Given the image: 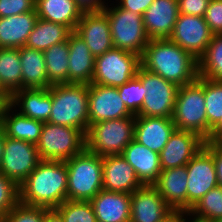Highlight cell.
Listing matches in <instances>:
<instances>
[{"label":"cell","instance_id":"83f0119b","mask_svg":"<svg viewBox=\"0 0 222 222\" xmlns=\"http://www.w3.org/2000/svg\"><path fill=\"white\" fill-rule=\"evenodd\" d=\"M35 10L38 18L59 23L74 31L82 17V10L75 0H36Z\"/></svg>","mask_w":222,"mask_h":222},{"label":"cell","instance_id":"7c38bea8","mask_svg":"<svg viewBox=\"0 0 222 222\" xmlns=\"http://www.w3.org/2000/svg\"><path fill=\"white\" fill-rule=\"evenodd\" d=\"M187 212L211 189L218 186L212 154L203 147L186 165Z\"/></svg>","mask_w":222,"mask_h":222},{"label":"cell","instance_id":"ba28073f","mask_svg":"<svg viewBox=\"0 0 222 222\" xmlns=\"http://www.w3.org/2000/svg\"><path fill=\"white\" fill-rule=\"evenodd\" d=\"M85 139L80 129L46 122L36 147L41 160L65 162L86 148Z\"/></svg>","mask_w":222,"mask_h":222},{"label":"cell","instance_id":"7bdbcfd3","mask_svg":"<svg viewBox=\"0 0 222 222\" xmlns=\"http://www.w3.org/2000/svg\"><path fill=\"white\" fill-rule=\"evenodd\" d=\"M204 147L212 154L218 186L222 187V145L216 140L205 141Z\"/></svg>","mask_w":222,"mask_h":222},{"label":"cell","instance_id":"52a82bcc","mask_svg":"<svg viewBox=\"0 0 222 222\" xmlns=\"http://www.w3.org/2000/svg\"><path fill=\"white\" fill-rule=\"evenodd\" d=\"M108 6L107 4L103 11L110 23L113 46L142 56L150 40L142 15L120 8L118 5Z\"/></svg>","mask_w":222,"mask_h":222},{"label":"cell","instance_id":"9c48e42d","mask_svg":"<svg viewBox=\"0 0 222 222\" xmlns=\"http://www.w3.org/2000/svg\"><path fill=\"white\" fill-rule=\"evenodd\" d=\"M141 56L113 47L95 57L93 84L119 87L136 77Z\"/></svg>","mask_w":222,"mask_h":222},{"label":"cell","instance_id":"816d5d0a","mask_svg":"<svg viewBox=\"0 0 222 222\" xmlns=\"http://www.w3.org/2000/svg\"><path fill=\"white\" fill-rule=\"evenodd\" d=\"M215 222H222V218L216 220Z\"/></svg>","mask_w":222,"mask_h":222},{"label":"cell","instance_id":"f35d334b","mask_svg":"<svg viewBox=\"0 0 222 222\" xmlns=\"http://www.w3.org/2000/svg\"><path fill=\"white\" fill-rule=\"evenodd\" d=\"M19 202V186L0 172V217L6 214Z\"/></svg>","mask_w":222,"mask_h":222},{"label":"cell","instance_id":"4dcf8cb0","mask_svg":"<svg viewBox=\"0 0 222 222\" xmlns=\"http://www.w3.org/2000/svg\"><path fill=\"white\" fill-rule=\"evenodd\" d=\"M0 85L10 97L22 89L19 48H0Z\"/></svg>","mask_w":222,"mask_h":222},{"label":"cell","instance_id":"d6986e66","mask_svg":"<svg viewBox=\"0 0 222 222\" xmlns=\"http://www.w3.org/2000/svg\"><path fill=\"white\" fill-rule=\"evenodd\" d=\"M178 16L177 0H154L142 16L148 38H169Z\"/></svg>","mask_w":222,"mask_h":222},{"label":"cell","instance_id":"5bb4252c","mask_svg":"<svg viewBox=\"0 0 222 222\" xmlns=\"http://www.w3.org/2000/svg\"><path fill=\"white\" fill-rule=\"evenodd\" d=\"M89 126L105 120L136 116L125 106L117 87L88 85Z\"/></svg>","mask_w":222,"mask_h":222},{"label":"cell","instance_id":"603a6c76","mask_svg":"<svg viewBox=\"0 0 222 222\" xmlns=\"http://www.w3.org/2000/svg\"><path fill=\"white\" fill-rule=\"evenodd\" d=\"M68 45V83L89 85L94 73L95 57L74 31L68 36Z\"/></svg>","mask_w":222,"mask_h":222},{"label":"cell","instance_id":"3957f363","mask_svg":"<svg viewBox=\"0 0 222 222\" xmlns=\"http://www.w3.org/2000/svg\"><path fill=\"white\" fill-rule=\"evenodd\" d=\"M48 122L80 129H89L88 84L52 85V108Z\"/></svg>","mask_w":222,"mask_h":222},{"label":"cell","instance_id":"5b68a950","mask_svg":"<svg viewBox=\"0 0 222 222\" xmlns=\"http://www.w3.org/2000/svg\"><path fill=\"white\" fill-rule=\"evenodd\" d=\"M172 119L176 129L194 132L208 141L204 77L179 86Z\"/></svg>","mask_w":222,"mask_h":222},{"label":"cell","instance_id":"44dd1931","mask_svg":"<svg viewBox=\"0 0 222 222\" xmlns=\"http://www.w3.org/2000/svg\"><path fill=\"white\" fill-rule=\"evenodd\" d=\"M188 173L185 166L161 170L153 186L173 211H187Z\"/></svg>","mask_w":222,"mask_h":222},{"label":"cell","instance_id":"8d00e7d4","mask_svg":"<svg viewBox=\"0 0 222 222\" xmlns=\"http://www.w3.org/2000/svg\"><path fill=\"white\" fill-rule=\"evenodd\" d=\"M125 106L128 110L137 115L142 107L145 93L144 86L141 81L134 77L122 86L117 87Z\"/></svg>","mask_w":222,"mask_h":222},{"label":"cell","instance_id":"8992f818","mask_svg":"<svg viewBox=\"0 0 222 222\" xmlns=\"http://www.w3.org/2000/svg\"><path fill=\"white\" fill-rule=\"evenodd\" d=\"M135 116L91 124L85 135L86 149L100 155H122L134 139Z\"/></svg>","mask_w":222,"mask_h":222},{"label":"cell","instance_id":"8fae6325","mask_svg":"<svg viewBox=\"0 0 222 222\" xmlns=\"http://www.w3.org/2000/svg\"><path fill=\"white\" fill-rule=\"evenodd\" d=\"M35 144L5 137L3 159L0 172L18 186L35 170L41 162Z\"/></svg>","mask_w":222,"mask_h":222},{"label":"cell","instance_id":"ab89813d","mask_svg":"<svg viewBox=\"0 0 222 222\" xmlns=\"http://www.w3.org/2000/svg\"><path fill=\"white\" fill-rule=\"evenodd\" d=\"M36 0H0V18L35 10Z\"/></svg>","mask_w":222,"mask_h":222},{"label":"cell","instance_id":"f546056e","mask_svg":"<svg viewBox=\"0 0 222 222\" xmlns=\"http://www.w3.org/2000/svg\"><path fill=\"white\" fill-rule=\"evenodd\" d=\"M72 31L65 25L38 18L29 34L26 47L45 51L54 44L65 42Z\"/></svg>","mask_w":222,"mask_h":222},{"label":"cell","instance_id":"bcb514c9","mask_svg":"<svg viewBox=\"0 0 222 222\" xmlns=\"http://www.w3.org/2000/svg\"><path fill=\"white\" fill-rule=\"evenodd\" d=\"M187 211H174L168 218H166L163 222H189L190 217L187 218ZM188 219V220H187Z\"/></svg>","mask_w":222,"mask_h":222},{"label":"cell","instance_id":"74e56055","mask_svg":"<svg viewBox=\"0 0 222 222\" xmlns=\"http://www.w3.org/2000/svg\"><path fill=\"white\" fill-rule=\"evenodd\" d=\"M49 209L18 202L4 217V222H44Z\"/></svg>","mask_w":222,"mask_h":222},{"label":"cell","instance_id":"484cf974","mask_svg":"<svg viewBox=\"0 0 222 222\" xmlns=\"http://www.w3.org/2000/svg\"><path fill=\"white\" fill-rule=\"evenodd\" d=\"M16 112L17 108H14L10 103L2 106L0 122L6 136L36 145L39 142L44 123Z\"/></svg>","mask_w":222,"mask_h":222},{"label":"cell","instance_id":"2e32d148","mask_svg":"<svg viewBox=\"0 0 222 222\" xmlns=\"http://www.w3.org/2000/svg\"><path fill=\"white\" fill-rule=\"evenodd\" d=\"M205 140L190 131L175 129L169 141L159 153L162 170L185 166L200 151Z\"/></svg>","mask_w":222,"mask_h":222},{"label":"cell","instance_id":"b9f144b4","mask_svg":"<svg viewBox=\"0 0 222 222\" xmlns=\"http://www.w3.org/2000/svg\"><path fill=\"white\" fill-rule=\"evenodd\" d=\"M179 13L204 17L210 0H177Z\"/></svg>","mask_w":222,"mask_h":222},{"label":"cell","instance_id":"f6af8a7d","mask_svg":"<svg viewBox=\"0 0 222 222\" xmlns=\"http://www.w3.org/2000/svg\"><path fill=\"white\" fill-rule=\"evenodd\" d=\"M77 6L82 12H100L105 8V1L103 0H75Z\"/></svg>","mask_w":222,"mask_h":222},{"label":"cell","instance_id":"f907efd6","mask_svg":"<svg viewBox=\"0 0 222 222\" xmlns=\"http://www.w3.org/2000/svg\"><path fill=\"white\" fill-rule=\"evenodd\" d=\"M214 140L222 145V129L215 135Z\"/></svg>","mask_w":222,"mask_h":222},{"label":"cell","instance_id":"d590c367","mask_svg":"<svg viewBox=\"0 0 222 222\" xmlns=\"http://www.w3.org/2000/svg\"><path fill=\"white\" fill-rule=\"evenodd\" d=\"M55 210L64 222H97L90 201L66 200Z\"/></svg>","mask_w":222,"mask_h":222},{"label":"cell","instance_id":"277c9868","mask_svg":"<svg viewBox=\"0 0 222 222\" xmlns=\"http://www.w3.org/2000/svg\"><path fill=\"white\" fill-rule=\"evenodd\" d=\"M102 158L86 148L65 161L68 174L67 200L91 201L103 189Z\"/></svg>","mask_w":222,"mask_h":222},{"label":"cell","instance_id":"4316f807","mask_svg":"<svg viewBox=\"0 0 222 222\" xmlns=\"http://www.w3.org/2000/svg\"><path fill=\"white\" fill-rule=\"evenodd\" d=\"M37 19L36 11L0 18V48L25 46Z\"/></svg>","mask_w":222,"mask_h":222},{"label":"cell","instance_id":"4fadbf2b","mask_svg":"<svg viewBox=\"0 0 222 222\" xmlns=\"http://www.w3.org/2000/svg\"><path fill=\"white\" fill-rule=\"evenodd\" d=\"M212 37L204 17L179 13L169 39L198 60L205 53Z\"/></svg>","mask_w":222,"mask_h":222},{"label":"cell","instance_id":"7dc6e473","mask_svg":"<svg viewBox=\"0 0 222 222\" xmlns=\"http://www.w3.org/2000/svg\"><path fill=\"white\" fill-rule=\"evenodd\" d=\"M44 222H64L63 218L55 209H50L45 213Z\"/></svg>","mask_w":222,"mask_h":222},{"label":"cell","instance_id":"30bf717a","mask_svg":"<svg viewBox=\"0 0 222 222\" xmlns=\"http://www.w3.org/2000/svg\"><path fill=\"white\" fill-rule=\"evenodd\" d=\"M136 77L144 86V101L136 116L172 117L179 86L139 67Z\"/></svg>","mask_w":222,"mask_h":222},{"label":"cell","instance_id":"d4e9b609","mask_svg":"<svg viewBox=\"0 0 222 222\" xmlns=\"http://www.w3.org/2000/svg\"><path fill=\"white\" fill-rule=\"evenodd\" d=\"M90 202L97 222H130L131 194L102 189Z\"/></svg>","mask_w":222,"mask_h":222},{"label":"cell","instance_id":"681fc988","mask_svg":"<svg viewBox=\"0 0 222 222\" xmlns=\"http://www.w3.org/2000/svg\"><path fill=\"white\" fill-rule=\"evenodd\" d=\"M8 103H10V96L4 91V89L0 85V104L3 106Z\"/></svg>","mask_w":222,"mask_h":222},{"label":"cell","instance_id":"1f68e13d","mask_svg":"<svg viewBox=\"0 0 222 222\" xmlns=\"http://www.w3.org/2000/svg\"><path fill=\"white\" fill-rule=\"evenodd\" d=\"M204 98L208 121V141L222 129V81L204 77Z\"/></svg>","mask_w":222,"mask_h":222},{"label":"cell","instance_id":"ee69618b","mask_svg":"<svg viewBox=\"0 0 222 222\" xmlns=\"http://www.w3.org/2000/svg\"><path fill=\"white\" fill-rule=\"evenodd\" d=\"M153 1L154 0H120L117 5L120 8L131 10L132 12L143 16V13Z\"/></svg>","mask_w":222,"mask_h":222},{"label":"cell","instance_id":"60d3db41","mask_svg":"<svg viewBox=\"0 0 222 222\" xmlns=\"http://www.w3.org/2000/svg\"><path fill=\"white\" fill-rule=\"evenodd\" d=\"M204 19L213 35L222 34V0H210Z\"/></svg>","mask_w":222,"mask_h":222},{"label":"cell","instance_id":"7402d4cb","mask_svg":"<svg viewBox=\"0 0 222 222\" xmlns=\"http://www.w3.org/2000/svg\"><path fill=\"white\" fill-rule=\"evenodd\" d=\"M10 104L26 117L46 123L52 108V85L18 90L10 97Z\"/></svg>","mask_w":222,"mask_h":222},{"label":"cell","instance_id":"9a60e30c","mask_svg":"<svg viewBox=\"0 0 222 222\" xmlns=\"http://www.w3.org/2000/svg\"><path fill=\"white\" fill-rule=\"evenodd\" d=\"M173 212L153 185L131 193L130 222H163Z\"/></svg>","mask_w":222,"mask_h":222},{"label":"cell","instance_id":"f1b7e54d","mask_svg":"<svg viewBox=\"0 0 222 222\" xmlns=\"http://www.w3.org/2000/svg\"><path fill=\"white\" fill-rule=\"evenodd\" d=\"M20 61L22 67V89L49 88L43 51L20 47Z\"/></svg>","mask_w":222,"mask_h":222},{"label":"cell","instance_id":"7a4b0ae2","mask_svg":"<svg viewBox=\"0 0 222 222\" xmlns=\"http://www.w3.org/2000/svg\"><path fill=\"white\" fill-rule=\"evenodd\" d=\"M67 187L66 163L42 160L19 186V202L56 209L67 200Z\"/></svg>","mask_w":222,"mask_h":222},{"label":"cell","instance_id":"ac0fdd59","mask_svg":"<svg viewBox=\"0 0 222 222\" xmlns=\"http://www.w3.org/2000/svg\"><path fill=\"white\" fill-rule=\"evenodd\" d=\"M103 189L131 194L143 186L134 168L122 155H109L102 158Z\"/></svg>","mask_w":222,"mask_h":222},{"label":"cell","instance_id":"e0dca14e","mask_svg":"<svg viewBox=\"0 0 222 222\" xmlns=\"http://www.w3.org/2000/svg\"><path fill=\"white\" fill-rule=\"evenodd\" d=\"M74 32L85 41L94 57L114 47L110 23L104 11L84 12Z\"/></svg>","mask_w":222,"mask_h":222},{"label":"cell","instance_id":"6da1fadb","mask_svg":"<svg viewBox=\"0 0 222 222\" xmlns=\"http://www.w3.org/2000/svg\"><path fill=\"white\" fill-rule=\"evenodd\" d=\"M141 66L178 86L198 78V60L169 38L151 39L141 56Z\"/></svg>","mask_w":222,"mask_h":222},{"label":"cell","instance_id":"836d02e7","mask_svg":"<svg viewBox=\"0 0 222 222\" xmlns=\"http://www.w3.org/2000/svg\"><path fill=\"white\" fill-rule=\"evenodd\" d=\"M198 75L222 81V34L213 35L205 53L198 59Z\"/></svg>","mask_w":222,"mask_h":222},{"label":"cell","instance_id":"e575fe53","mask_svg":"<svg viewBox=\"0 0 222 222\" xmlns=\"http://www.w3.org/2000/svg\"><path fill=\"white\" fill-rule=\"evenodd\" d=\"M188 215L194 222H215L222 218V187L211 189L188 211Z\"/></svg>","mask_w":222,"mask_h":222},{"label":"cell","instance_id":"cb8c5ba5","mask_svg":"<svg viewBox=\"0 0 222 222\" xmlns=\"http://www.w3.org/2000/svg\"><path fill=\"white\" fill-rule=\"evenodd\" d=\"M122 156L134 168L143 185H153L161 173L160 157L145 145L132 140L124 149Z\"/></svg>","mask_w":222,"mask_h":222},{"label":"cell","instance_id":"d6a6232c","mask_svg":"<svg viewBox=\"0 0 222 222\" xmlns=\"http://www.w3.org/2000/svg\"><path fill=\"white\" fill-rule=\"evenodd\" d=\"M48 82L51 85L68 83V40L43 51Z\"/></svg>","mask_w":222,"mask_h":222},{"label":"cell","instance_id":"c3c4849f","mask_svg":"<svg viewBox=\"0 0 222 222\" xmlns=\"http://www.w3.org/2000/svg\"><path fill=\"white\" fill-rule=\"evenodd\" d=\"M5 137L6 134L4 128L2 123L0 122V165L3 159Z\"/></svg>","mask_w":222,"mask_h":222},{"label":"cell","instance_id":"f5cc1de1","mask_svg":"<svg viewBox=\"0 0 222 222\" xmlns=\"http://www.w3.org/2000/svg\"><path fill=\"white\" fill-rule=\"evenodd\" d=\"M0 222H4V218L0 217Z\"/></svg>","mask_w":222,"mask_h":222},{"label":"cell","instance_id":"ffe728a7","mask_svg":"<svg viewBox=\"0 0 222 222\" xmlns=\"http://www.w3.org/2000/svg\"><path fill=\"white\" fill-rule=\"evenodd\" d=\"M175 129L172 117L135 116L134 140L159 154Z\"/></svg>","mask_w":222,"mask_h":222}]
</instances>
